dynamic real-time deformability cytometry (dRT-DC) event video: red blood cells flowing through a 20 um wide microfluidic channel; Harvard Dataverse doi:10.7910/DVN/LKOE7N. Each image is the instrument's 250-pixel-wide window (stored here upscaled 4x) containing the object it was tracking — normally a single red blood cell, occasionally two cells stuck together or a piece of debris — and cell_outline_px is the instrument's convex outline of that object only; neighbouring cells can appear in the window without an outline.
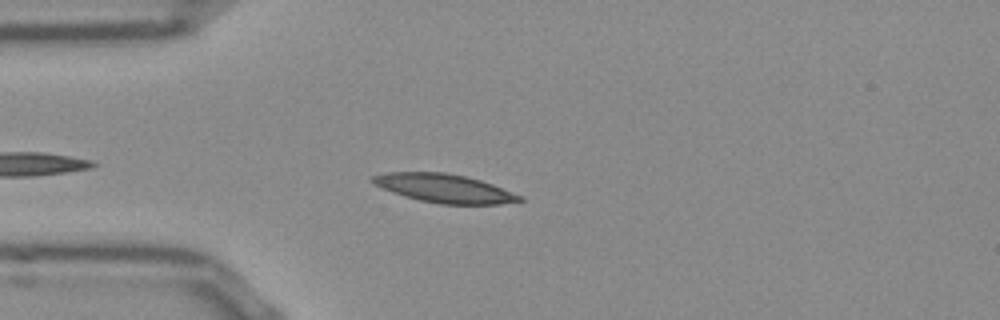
{"species": "Egyptian fruit bat (a non-hibernating species)", "species_latin": "Rousettus aegyptiacus", "temperature_condition": "room temperature", "stored_images_in_passage": 41, "camera_frame_rate_fps": 3000, "um_per_image_px": 0.085, "frame": {"image": 1, "passage_image": 5, "time_ms": 1.333, "image_size_px": [1000, 320], "cell_outline_px": [[524, 200], [500, 204], [440, 204], [420, 200], [404, 196], [392, 192], [368, 180], [372, 176], [384, 172], [444, 172], [464, 176], [480, 180], [492, 184], [524, 196]], "centroid_in_image_um": [37.77, 16.0], "position_along_channel_um": 47.2, "area_um2": 24.39}}
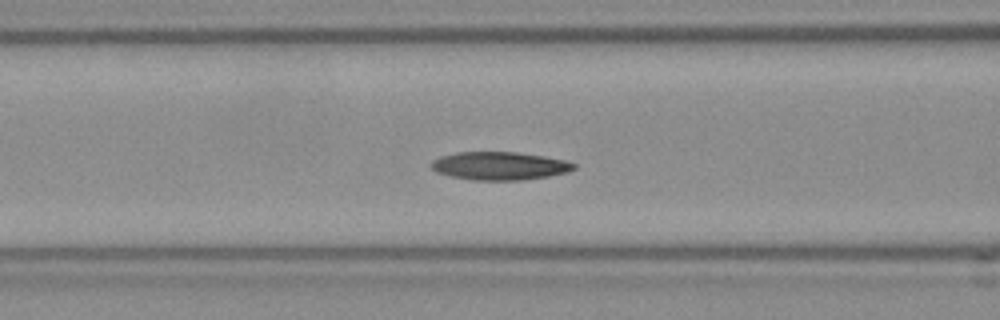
{"frame": {"image": 2, "passage_image": 12, "time_ms": 3.667, "image_size_px": [1000, 320], "cell_outline_px": [[576, 168], [568, 172], [548, 176], [520, 180], [472, 180], [452, 176], [436, 172], [428, 164], [432, 160], [440, 156], [456, 152], [516, 152], [564, 160], [576, 164]], "centroid_in_image_um": [42.42, 14.1], "position_along_channel_um": 124.2, "area_um2": 23.29}}
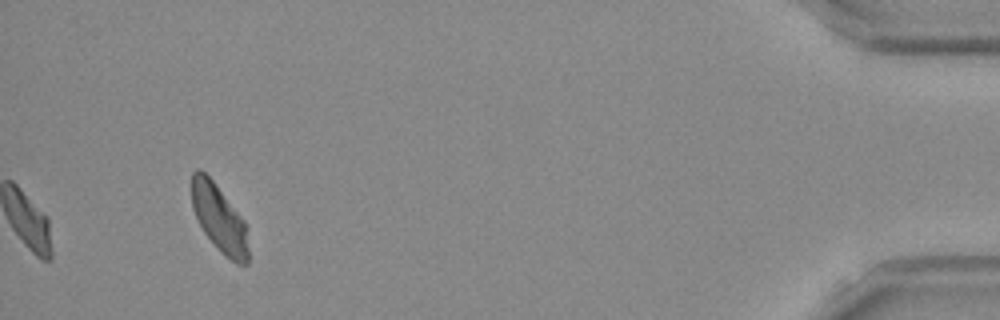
{"frame": {"image": 3, "passage_image": 41, "time_ms": 13.333, "image_size_px": [1000, 320], "cell_outline_px": [[248, 264], [236, 264], [220, 252], [204, 232], [192, 208], [192, 172], [196, 168], [200, 168], [212, 180], [244, 220], [248, 248]], "centroid_in_image_um": [18.62, 18.57], "position_along_channel_um": 416.6, "area_um2": 21.91}, "authors_computed_cell_mechanics": {"area_um2": 22.7154, "velocity_mm_per_s": 3.805, "shape_relaxation_time_tau1_ms": 6.2172, "shape_relaxation_time_tau2_ms": null, "deformation_change_tau1": 0.1428, "deformation_change_tau2": null}}